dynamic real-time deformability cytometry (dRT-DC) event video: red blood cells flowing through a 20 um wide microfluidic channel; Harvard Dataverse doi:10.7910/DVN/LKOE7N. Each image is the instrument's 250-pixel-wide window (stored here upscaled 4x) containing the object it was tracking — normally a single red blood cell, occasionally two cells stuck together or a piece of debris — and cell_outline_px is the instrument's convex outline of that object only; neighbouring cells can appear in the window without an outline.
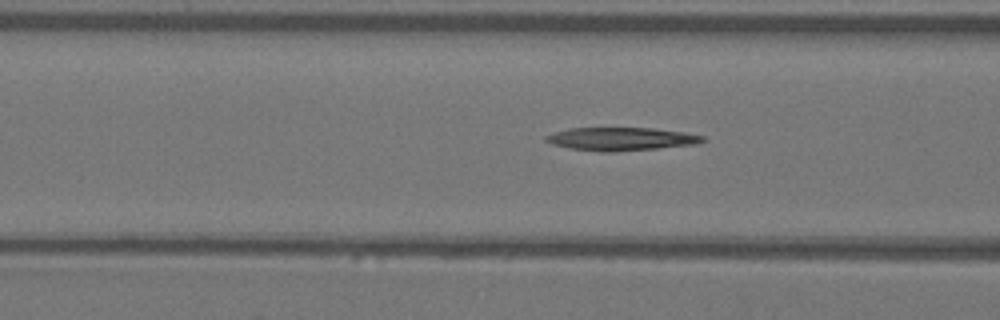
{"species": "Egyptian fruit bat (a non-hibernating species)", "species_latin": "Rousettus aegyptiacus", "temperature_condition": "warm", "stored_images_in_passage": 18, "camera_frame_rate_fps": 3000, "um_per_image_px": 0.085, "animal": {"sex": "female"}, "frame": {"image": 1, "passage_image": 16, "time_ms": 5.0, "image_size_px": [1000, 320], "cell_outline_px": [[708, 140], [696, 144], [660, 148], [616, 152], [600, 152], [568, 148], [552, 144], [544, 140], [544, 136], [568, 128], [652, 128], [684, 132], [704, 136]], "centroid_in_image_um": [52.8, 11.82], "position_along_channel_um": 113.8, "area_um2": 21.33}}